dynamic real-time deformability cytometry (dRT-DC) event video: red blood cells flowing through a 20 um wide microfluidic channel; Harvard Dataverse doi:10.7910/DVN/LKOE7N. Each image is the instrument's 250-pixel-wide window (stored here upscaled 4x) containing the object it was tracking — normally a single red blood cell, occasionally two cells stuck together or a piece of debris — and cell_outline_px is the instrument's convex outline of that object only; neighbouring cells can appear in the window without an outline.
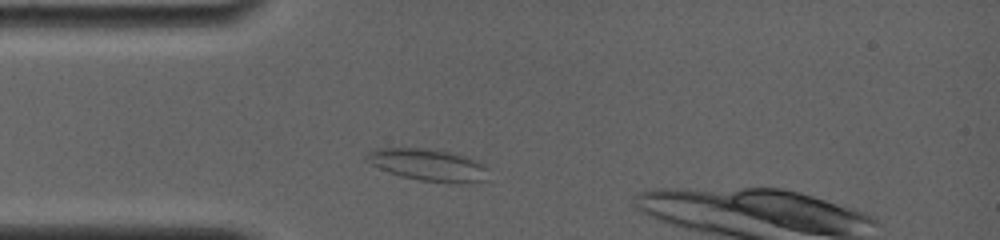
{"species": "common noctule bat (a hibernating species)", "species_latin": "Nyctalus noctula", "temperature_condition": "room temperature", "stored_images_in_passage": 20, "camera_frame_rate_fps": 4000, "um_per_image_px": 0.085, "animal": {"sex": "female", "body_mass_g": 19.0, "forearm_length_mm": 56.7}, "frame": {"image": 1, "passage_image": 2, "time_ms": 0.75, "image_size_px": [1000, 240], "cell_outline_px": [[488, 180], [460, 184], [452, 184], [420, 180], [388, 172], [364, 160], [364, 156], [368, 152], [376, 148], [424, 148], [448, 152], [468, 156], [484, 164], [488, 168]], "centroid_in_image_um": [36.45, 14.03], "position_along_channel_um": 48.6, "area_um2": 23.0}}
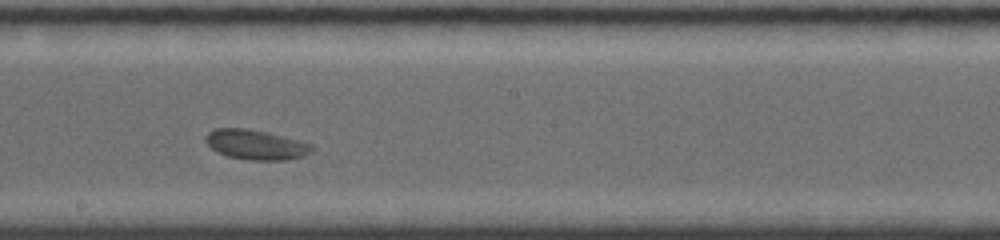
{"frame": {"image": 2, "passage_image": 11, "time_ms": 5.75, "image_size_px": [1000, 240], "cell_outline_px": [[316, 148], [312, 152], [300, 156], [284, 160], [248, 160], [228, 156], [216, 152], [204, 140], [204, 136], [208, 132], [216, 128], [244, 128], [264, 132], [312, 144]], "centroid_in_image_um": [21.71, 12.3], "position_along_channel_um": 226.5, "area_um2": 18.26}}
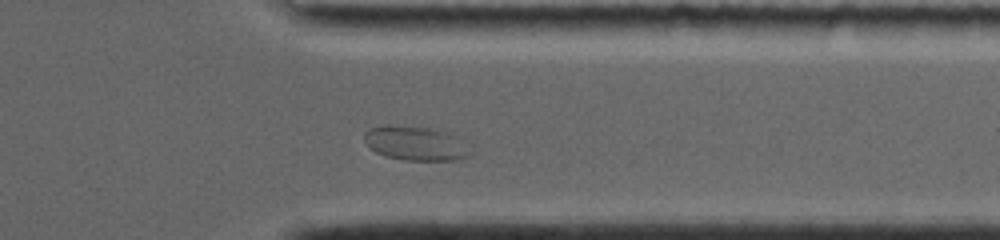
{"frame": {"image": 3, "passage_image": 18, "time_ms": 9.75, "image_size_px": [1000, 240], "cell_outline_px": [[472, 156], [456, 160], [404, 160], [384, 156], [376, 152], [364, 140], [364, 132], [368, 128], [388, 124], [432, 128], [448, 132], [472, 152]], "centroid_in_image_um": [35.28, 12.18], "position_along_channel_um": 376.1, "area_um2": 21.1}, "authors_computed_cell_mechanics": {"area_um2": 18.6116, "velocity_mm_per_s": 3.709, "shape_relaxation_time_tau1_ms": 5.863, "shape_relaxation_time_tau2_ms": null, "deformation_change_tau1": 0.0924, "deformation_change_tau2": null}}